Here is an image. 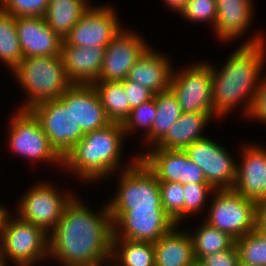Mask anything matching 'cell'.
<instances>
[{"label": "cell", "instance_id": "2e32d148", "mask_svg": "<svg viewBox=\"0 0 266 266\" xmlns=\"http://www.w3.org/2000/svg\"><path fill=\"white\" fill-rule=\"evenodd\" d=\"M139 34L121 30L106 46L97 81H124L129 70L150 47Z\"/></svg>", "mask_w": 266, "mask_h": 266}, {"label": "cell", "instance_id": "f6af8a7d", "mask_svg": "<svg viewBox=\"0 0 266 266\" xmlns=\"http://www.w3.org/2000/svg\"><path fill=\"white\" fill-rule=\"evenodd\" d=\"M0 266H7V263L2 261V260H0Z\"/></svg>", "mask_w": 266, "mask_h": 266}, {"label": "cell", "instance_id": "ab89813d", "mask_svg": "<svg viewBox=\"0 0 266 266\" xmlns=\"http://www.w3.org/2000/svg\"><path fill=\"white\" fill-rule=\"evenodd\" d=\"M256 230L266 236V201L257 204Z\"/></svg>", "mask_w": 266, "mask_h": 266}, {"label": "cell", "instance_id": "cb8c5ba5", "mask_svg": "<svg viewBox=\"0 0 266 266\" xmlns=\"http://www.w3.org/2000/svg\"><path fill=\"white\" fill-rule=\"evenodd\" d=\"M210 118L212 117L209 114L182 113L156 147L166 150H184L193 142L205 137L201 132Z\"/></svg>", "mask_w": 266, "mask_h": 266}, {"label": "cell", "instance_id": "603a6c76", "mask_svg": "<svg viewBox=\"0 0 266 266\" xmlns=\"http://www.w3.org/2000/svg\"><path fill=\"white\" fill-rule=\"evenodd\" d=\"M177 226L153 243L155 266H197L190 233Z\"/></svg>", "mask_w": 266, "mask_h": 266}, {"label": "cell", "instance_id": "8d00e7d4", "mask_svg": "<svg viewBox=\"0 0 266 266\" xmlns=\"http://www.w3.org/2000/svg\"><path fill=\"white\" fill-rule=\"evenodd\" d=\"M239 262V254L234 244L230 249L202 257L197 266H238Z\"/></svg>", "mask_w": 266, "mask_h": 266}, {"label": "cell", "instance_id": "6da1fadb", "mask_svg": "<svg viewBox=\"0 0 266 266\" xmlns=\"http://www.w3.org/2000/svg\"><path fill=\"white\" fill-rule=\"evenodd\" d=\"M103 207L95 214L74 196L49 233V257L64 266H98L110 260L113 225L108 205Z\"/></svg>", "mask_w": 266, "mask_h": 266}, {"label": "cell", "instance_id": "836d02e7", "mask_svg": "<svg viewBox=\"0 0 266 266\" xmlns=\"http://www.w3.org/2000/svg\"><path fill=\"white\" fill-rule=\"evenodd\" d=\"M49 0H0V9L15 18L44 17Z\"/></svg>", "mask_w": 266, "mask_h": 266}, {"label": "cell", "instance_id": "60d3db41", "mask_svg": "<svg viewBox=\"0 0 266 266\" xmlns=\"http://www.w3.org/2000/svg\"><path fill=\"white\" fill-rule=\"evenodd\" d=\"M188 0H164L167 6L171 7L172 11L180 13Z\"/></svg>", "mask_w": 266, "mask_h": 266}, {"label": "cell", "instance_id": "1f68e13d", "mask_svg": "<svg viewBox=\"0 0 266 266\" xmlns=\"http://www.w3.org/2000/svg\"><path fill=\"white\" fill-rule=\"evenodd\" d=\"M161 205L166 214L177 225L184 219V185L173 182H159Z\"/></svg>", "mask_w": 266, "mask_h": 266}, {"label": "cell", "instance_id": "b9f144b4", "mask_svg": "<svg viewBox=\"0 0 266 266\" xmlns=\"http://www.w3.org/2000/svg\"><path fill=\"white\" fill-rule=\"evenodd\" d=\"M8 209L0 206V238L2 235V231L4 229V224L6 222V218L9 216Z\"/></svg>", "mask_w": 266, "mask_h": 266}, {"label": "cell", "instance_id": "74e56055", "mask_svg": "<svg viewBox=\"0 0 266 266\" xmlns=\"http://www.w3.org/2000/svg\"><path fill=\"white\" fill-rule=\"evenodd\" d=\"M123 86L131 110L143 103L148 102L154 97V93L152 91L136 82L125 79L123 81Z\"/></svg>", "mask_w": 266, "mask_h": 266}, {"label": "cell", "instance_id": "83f0119b", "mask_svg": "<svg viewBox=\"0 0 266 266\" xmlns=\"http://www.w3.org/2000/svg\"><path fill=\"white\" fill-rule=\"evenodd\" d=\"M111 259L119 266H155L154 245L151 242L112 238Z\"/></svg>", "mask_w": 266, "mask_h": 266}, {"label": "cell", "instance_id": "f35d334b", "mask_svg": "<svg viewBox=\"0 0 266 266\" xmlns=\"http://www.w3.org/2000/svg\"><path fill=\"white\" fill-rule=\"evenodd\" d=\"M247 117L256 118L266 123V78L261 80L254 94Z\"/></svg>", "mask_w": 266, "mask_h": 266}, {"label": "cell", "instance_id": "f546056e", "mask_svg": "<svg viewBox=\"0 0 266 266\" xmlns=\"http://www.w3.org/2000/svg\"><path fill=\"white\" fill-rule=\"evenodd\" d=\"M22 59L16 18L0 9V60L13 70Z\"/></svg>", "mask_w": 266, "mask_h": 266}, {"label": "cell", "instance_id": "d4e9b609", "mask_svg": "<svg viewBox=\"0 0 266 266\" xmlns=\"http://www.w3.org/2000/svg\"><path fill=\"white\" fill-rule=\"evenodd\" d=\"M88 0H49L44 19L48 26L62 39L78 23L90 7Z\"/></svg>", "mask_w": 266, "mask_h": 266}, {"label": "cell", "instance_id": "7a4b0ae2", "mask_svg": "<svg viewBox=\"0 0 266 266\" xmlns=\"http://www.w3.org/2000/svg\"><path fill=\"white\" fill-rule=\"evenodd\" d=\"M253 37L249 41L247 39L246 43L243 42L220 70L211 64L213 108L220 118L226 116L240 101L245 103L242 110L245 116L250 110L254 94L262 80L261 68L266 61L264 36L260 33Z\"/></svg>", "mask_w": 266, "mask_h": 266}, {"label": "cell", "instance_id": "5bb4252c", "mask_svg": "<svg viewBox=\"0 0 266 266\" xmlns=\"http://www.w3.org/2000/svg\"><path fill=\"white\" fill-rule=\"evenodd\" d=\"M111 7L90 6L64 41L71 46L106 47L121 30L116 12Z\"/></svg>", "mask_w": 266, "mask_h": 266}, {"label": "cell", "instance_id": "ac0fdd59", "mask_svg": "<svg viewBox=\"0 0 266 266\" xmlns=\"http://www.w3.org/2000/svg\"><path fill=\"white\" fill-rule=\"evenodd\" d=\"M245 146L241 165H237L235 191L257 204L266 201V149Z\"/></svg>", "mask_w": 266, "mask_h": 266}, {"label": "cell", "instance_id": "3957f363", "mask_svg": "<svg viewBox=\"0 0 266 266\" xmlns=\"http://www.w3.org/2000/svg\"><path fill=\"white\" fill-rule=\"evenodd\" d=\"M124 136L127 135L122 123L117 122L86 133L64 157L63 167L89 182L116 173L121 164Z\"/></svg>", "mask_w": 266, "mask_h": 266}, {"label": "cell", "instance_id": "ee69618b", "mask_svg": "<svg viewBox=\"0 0 266 266\" xmlns=\"http://www.w3.org/2000/svg\"><path fill=\"white\" fill-rule=\"evenodd\" d=\"M238 266H253V265H248V264H244L242 262H239Z\"/></svg>", "mask_w": 266, "mask_h": 266}, {"label": "cell", "instance_id": "5b68a950", "mask_svg": "<svg viewBox=\"0 0 266 266\" xmlns=\"http://www.w3.org/2000/svg\"><path fill=\"white\" fill-rule=\"evenodd\" d=\"M6 218L0 238V260L16 266H34L49 257V233L18 217Z\"/></svg>", "mask_w": 266, "mask_h": 266}, {"label": "cell", "instance_id": "9a60e30c", "mask_svg": "<svg viewBox=\"0 0 266 266\" xmlns=\"http://www.w3.org/2000/svg\"><path fill=\"white\" fill-rule=\"evenodd\" d=\"M152 147L150 151L138 156L159 182L208 184L202 170L188 158L184 150Z\"/></svg>", "mask_w": 266, "mask_h": 266}, {"label": "cell", "instance_id": "44dd1931", "mask_svg": "<svg viewBox=\"0 0 266 266\" xmlns=\"http://www.w3.org/2000/svg\"><path fill=\"white\" fill-rule=\"evenodd\" d=\"M150 48L129 70L127 80L143 85L157 94L170 88L173 70L168 57Z\"/></svg>", "mask_w": 266, "mask_h": 266}, {"label": "cell", "instance_id": "4fadbf2b", "mask_svg": "<svg viewBox=\"0 0 266 266\" xmlns=\"http://www.w3.org/2000/svg\"><path fill=\"white\" fill-rule=\"evenodd\" d=\"M188 158L203 172L214 190L233 189L237 179V164L225 148L204 137L184 149Z\"/></svg>", "mask_w": 266, "mask_h": 266}, {"label": "cell", "instance_id": "7bdbcfd3", "mask_svg": "<svg viewBox=\"0 0 266 266\" xmlns=\"http://www.w3.org/2000/svg\"><path fill=\"white\" fill-rule=\"evenodd\" d=\"M112 260L110 259V260H107V262H106V266H110V264H111V266H119L117 263H114V264H116V265H112ZM102 264H100V265H98V266H101Z\"/></svg>", "mask_w": 266, "mask_h": 266}, {"label": "cell", "instance_id": "4316f807", "mask_svg": "<svg viewBox=\"0 0 266 266\" xmlns=\"http://www.w3.org/2000/svg\"><path fill=\"white\" fill-rule=\"evenodd\" d=\"M92 85L102 102L106 117L111 122L123 123L131 112L123 81H95Z\"/></svg>", "mask_w": 266, "mask_h": 266}, {"label": "cell", "instance_id": "f1b7e54d", "mask_svg": "<svg viewBox=\"0 0 266 266\" xmlns=\"http://www.w3.org/2000/svg\"><path fill=\"white\" fill-rule=\"evenodd\" d=\"M203 223L195 233H190L196 262L204 256L230 249L235 244V240L227 233L208 225L205 221Z\"/></svg>", "mask_w": 266, "mask_h": 266}, {"label": "cell", "instance_id": "277c9868", "mask_svg": "<svg viewBox=\"0 0 266 266\" xmlns=\"http://www.w3.org/2000/svg\"><path fill=\"white\" fill-rule=\"evenodd\" d=\"M30 97L19 110L59 99L72 85L66 77L63 59L58 56L24 57L11 71Z\"/></svg>", "mask_w": 266, "mask_h": 266}, {"label": "cell", "instance_id": "8fae6325", "mask_svg": "<svg viewBox=\"0 0 266 266\" xmlns=\"http://www.w3.org/2000/svg\"><path fill=\"white\" fill-rule=\"evenodd\" d=\"M17 111L9 126V148L31 160H46L63 167V159L51 147L38 119L30 110Z\"/></svg>", "mask_w": 266, "mask_h": 266}, {"label": "cell", "instance_id": "ba28073f", "mask_svg": "<svg viewBox=\"0 0 266 266\" xmlns=\"http://www.w3.org/2000/svg\"><path fill=\"white\" fill-rule=\"evenodd\" d=\"M170 90L179 102L182 113H203L216 116L212 101V75L209 63H196L175 73Z\"/></svg>", "mask_w": 266, "mask_h": 266}, {"label": "cell", "instance_id": "9c48e42d", "mask_svg": "<svg viewBox=\"0 0 266 266\" xmlns=\"http://www.w3.org/2000/svg\"><path fill=\"white\" fill-rule=\"evenodd\" d=\"M113 237L155 243L176 224L164 208H134L129 211H109Z\"/></svg>", "mask_w": 266, "mask_h": 266}, {"label": "cell", "instance_id": "e0dca14e", "mask_svg": "<svg viewBox=\"0 0 266 266\" xmlns=\"http://www.w3.org/2000/svg\"><path fill=\"white\" fill-rule=\"evenodd\" d=\"M59 100L71 106L72 116L84 134L111 123L92 84H72Z\"/></svg>", "mask_w": 266, "mask_h": 266}, {"label": "cell", "instance_id": "7c38bea8", "mask_svg": "<svg viewBox=\"0 0 266 266\" xmlns=\"http://www.w3.org/2000/svg\"><path fill=\"white\" fill-rule=\"evenodd\" d=\"M58 191L52 184L36 183L19 201L17 217L50 233L59 223L65 206L74 197V194L63 195Z\"/></svg>", "mask_w": 266, "mask_h": 266}, {"label": "cell", "instance_id": "ffe728a7", "mask_svg": "<svg viewBox=\"0 0 266 266\" xmlns=\"http://www.w3.org/2000/svg\"><path fill=\"white\" fill-rule=\"evenodd\" d=\"M106 47L71 46L62 40L61 56L66 77L72 84H92L102 69Z\"/></svg>", "mask_w": 266, "mask_h": 266}, {"label": "cell", "instance_id": "4dcf8cb0", "mask_svg": "<svg viewBox=\"0 0 266 266\" xmlns=\"http://www.w3.org/2000/svg\"><path fill=\"white\" fill-rule=\"evenodd\" d=\"M240 262L253 266H266V236L254 230L235 240Z\"/></svg>", "mask_w": 266, "mask_h": 266}, {"label": "cell", "instance_id": "52a82bcc", "mask_svg": "<svg viewBox=\"0 0 266 266\" xmlns=\"http://www.w3.org/2000/svg\"><path fill=\"white\" fill-rule=\"evenodd\" d=\"M205 222L234 240L256 229L257 203L234 189L215 190Z\"/></svg>", "mask_w": 266, "mask_h": 266}, {"label": "cell", "instance_id": "d6986e66", "mask_svg": "<svg viewBox=\"0 0 266 266\" xmlns=\"http://www.w3.org/2000/svg\"><path fill=\"white\" fill-rule=\"evenodd\" d=\"M16 27L23 58L61 55L62 39L44 17H18Z\"/></svg>", "mask_w": 266, "mask_h": 266}, {"label": "cell", "instance_id": "d590c367", "mask_svg": "<svg viewBox=\"0 0 266 266\" xmlns=\"http://www.w3.org/2000/svg\"><path fill=\"white\" fill-rule=\"evenodd\" d=\"M215 191L209 184H185L184 185V219L188 215L198 213L205 206L207 195Z\"/></svg>", "mask_w": 266, "mask_h": 266}, {"label": "cell", "instance_id": "30bf717a", "mask_svg": "<svg viewBox=\"0 0 266 266\" xmlns=\"http://www.w3.org/2000/svg\"><path fill=\"white\" fill-rule=\"evenodd\" d=\"M30 111L40 122L51 147L62 159L85 135L72 116L71 106H65L59 99L35 105Z\"/></svg>", "mask_w": 266, "mask_h": 266}, {"label": "cell", "instance_id": "8992f818", "mask_svg": "<svg viewBox=\"0 0 266 266\" xmlns=\"http://www.w3.org/2000/svg\"><path fill=\"white\" fill-rule=\"evenodd\" d=\"M125 166L118 180L119 186L109 211H129L134 208H163L156 175L139 158Z\"/></svg>", "mask_w": 266, "mask_h": 266}, {"label": "cell", "instance_id": "e575fe53", "mask_svg": "<svg viewBox=\"0 0 266 266\" xmlns=\"http://www.w3.org/2000/svg\"><path fill=\"white\" fill-rule=\"evenodd\" d=\"M180 15L188 21H209L215 27L217 17L216 0H188Z\"/></svg>", "mask_w": 266, "mask_h": 266}, {"label": "cell", "instance_id": "d6a6232c", "mask_svg": "<svg viewBox=\"0 0 266 266\" xmlns=\"http://www.w3.org/2000/svg\"><path fill=\"white\" fill-rule=\"evenodd\" d=\"M156 104L155 99L152 98L146 103H143L135 108H133L129 114V116L122 123L123 130L125 135L128 133L136 131L135 129L138 127L145 128L147 132H145L146 136L151 132V127L156 118Z\"/></svg>", "mask_w": 266, "mask_h": 266}, {"label": "cell", "instance_id": "7402d4cb", "mask_svg": "<svg viewBox=\"0 0 266 266\" xmlns=\"http://www.w3.org/2000/svg\"><path fill=\"white\" fill-rule=\"evenodd\" d=\"M216 3L217 17L214 29L217 37L219 36L218 39L231 41L241 37L253 18L252 1L216 0Z\"/></svg>", "mask_w": 266, "mask_h": 266}, {"label": "cell", "instance_id": "484cf974", "mask_svg": "<svg viewBox=\"0 0 266 266\" xmlns=\"http://www.w3.org/2000/svg\"><path fill=\"white\" fill-rule=\"evenodd\" d=\"M153 98L156 104V118L151 132L145 136V141L150 144V147L156 146L166 136L168 130L182 114L179 102L170 89L154 94Z\"/></svg>", "mask_w": 266, "mask_h": 266}]
</instances>
